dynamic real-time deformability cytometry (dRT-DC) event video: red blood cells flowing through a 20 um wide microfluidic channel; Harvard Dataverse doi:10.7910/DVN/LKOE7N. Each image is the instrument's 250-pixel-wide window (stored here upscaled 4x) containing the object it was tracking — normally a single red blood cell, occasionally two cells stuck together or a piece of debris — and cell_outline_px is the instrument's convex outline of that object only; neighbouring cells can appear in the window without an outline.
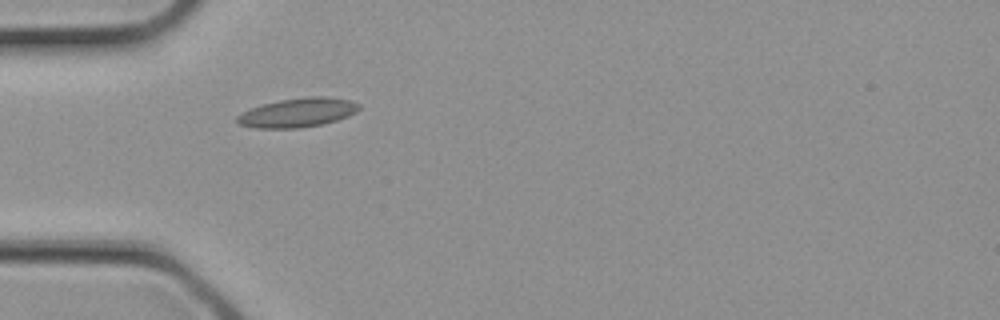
{"species": "common noctule bat (a hibernating species)", "species_latin": "Nyctalus noctula", "temperature_condition": "cold", "stored_images_in_passage": 1, "camera_frame_rate_fps": 3000, "um_per_image_px": 0.085, "animal": {"sex": "female", "body_mass_g": 21.9}, "frame": {"image": 1, "passage_image": 1, "time_ms": 0.0, "image_size_px": [1000, 320], "cell_outline_px": [[360, 108], [356, 112], [348, 116], [324, 124], [300, 128], [252, 128], [240, 124], [236, 120], [236, 116], [252, 108], [264, 104], [280, 100], [308, 96], [328, 96], [348, 100], [360, 104]], "centroid_in_image_um": [25.33, 9.57], "position_along_channel_um": 59.7, "area_um2": 20.63}}